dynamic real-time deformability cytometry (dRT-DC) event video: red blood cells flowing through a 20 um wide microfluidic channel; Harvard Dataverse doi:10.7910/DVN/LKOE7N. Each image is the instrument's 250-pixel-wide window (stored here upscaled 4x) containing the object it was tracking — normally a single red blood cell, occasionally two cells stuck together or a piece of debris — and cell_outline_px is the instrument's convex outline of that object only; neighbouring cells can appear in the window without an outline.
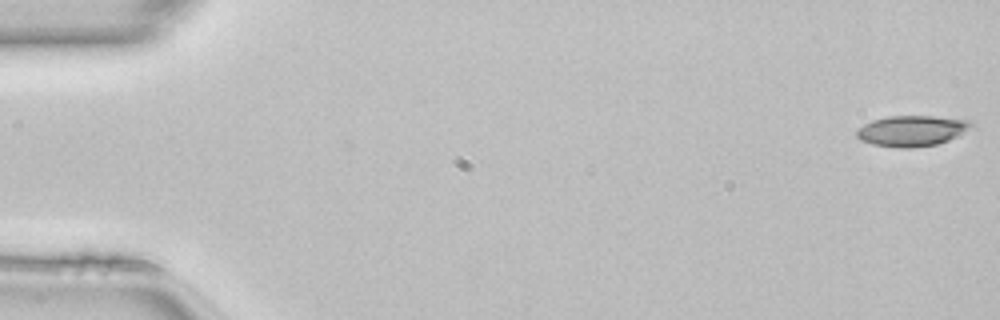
{"species": "common noctule bat (a hibernating species)", "species_latin": "Nyctalus noctula", "temperature_condition": "room temperature", "stored_images_in_passage": 50, "camera_frame_rate_fps": 3000, "um_per_image_px": 0.085, "animal": {"sex": "female", "body_mass_g": 22.7, "forearm_length_mm": 54.2}, "frame": {"image": 1, "passage_image": 1, "time_ms": 0.0, "image_size_px": [1000, 320], "cell_outline_px": [[976, 124], [956, 136], [948, 140], [936, 144], [912, 148], [896, 148], [872, 144], [860, 140], [856, 136], [856, 128], [872, 120], [888, 116], [932, 116], [972, 120]], "centroid_in_image_um": [77.48, 11.11], "position_along_channel_um": 7.5, "area_um2": 20.63}}
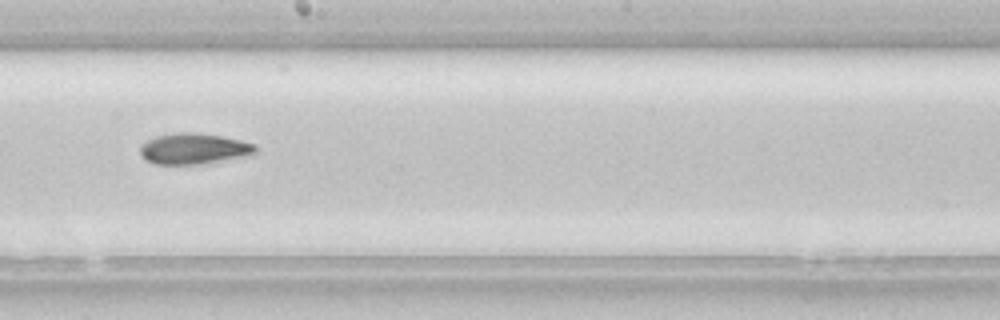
{"frame": {"image": 2, "passage_image": 28, "time_ms": 9.0, "image_size_px": [1000, 320], "cell_outline_px": [[256, 152], [252, 156], [204, 164], [156, 164], [144, 160], [140, 156], [140, 148], [148, 140], [156, 136], [180, 132], [192, 132], [220, 136], [240, 140], [256, 144]], "centroid_in_image_um": [16.52, 12.66], "position_along_channel_um": 231.7, "area_um2": 20.98}}
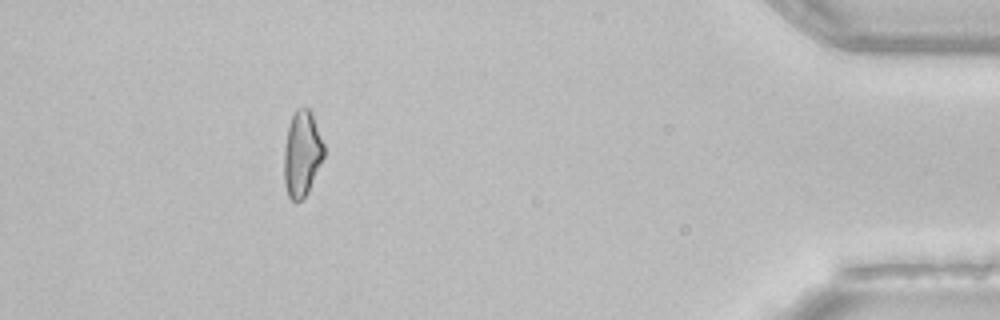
{"frame": {"image": 3, "passage_image": 45, "time_ms": 14.667, "image_size_px": [1000, 320], "cell_outline_px": [[324, 156], [308, 192], [300, 200], [292, 200], [288, 196], [284, 184], [284, 148], [288, 128], [292, 116], [296, 108], [308, 108], [312, 112], [324, 144]], "centroid_in_image_um": [25.67, 13.05], "position_along_channel_um": 409.5, "area_um2": 19.83}, "authors_computed_cell_mechanics": {"area_um2": 20.6057, "velocity_mm_per_s": 4.1524, "shape_relaxation_time_tau1_ms": 8.4485, "shape_relaxation_time_tau2_ms": null, "deformation_change_tau1": 0.1834, "deformation_change_tau2": null}}